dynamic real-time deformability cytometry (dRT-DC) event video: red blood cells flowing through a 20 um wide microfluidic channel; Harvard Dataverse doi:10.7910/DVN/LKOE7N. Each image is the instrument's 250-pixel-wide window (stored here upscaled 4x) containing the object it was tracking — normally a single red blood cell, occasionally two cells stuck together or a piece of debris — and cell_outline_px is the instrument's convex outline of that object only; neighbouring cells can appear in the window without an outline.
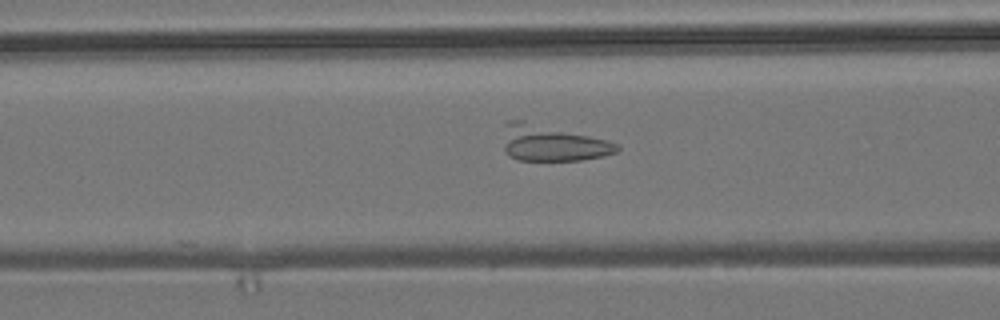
{"species": "common noctule bat (a hibernating species)", "species_latin": "Nyctalus noctula", "temperature_condition": "room temperature", "stored_images_in_passage": 48, "camera_frame_rate_fps": 3000, "um_per_image_px": 0.085, "animal": {"sex": "male", "body_mass_g": 19.2, "forearm_length_mm": 51.8}, "frame": {"image": 1, "passage_image": 15, "time_ms": 4.667, "image_size_px": [1000, 320], "cell_outline_px": [[620, 148], [616, 152], [604, 156], [580, 160], [520, 160], [508, 156], [504, 152], [504, 120], [524, 120], [608, 140], [620, 144]], "centroid_in_image_um": [46.91, 12.16], "position_along_channel_um": 119.7, "area_um2": 24.04}}
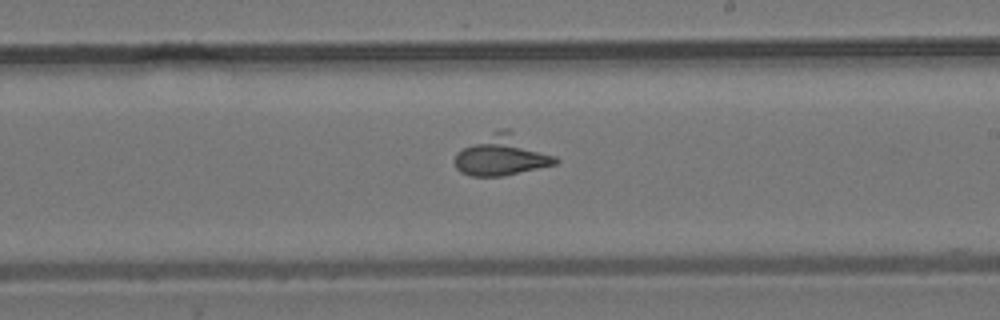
{"frame": {"image": 2, "passage_image": 25, "time_ms": 8.0, "image_size_px": [1000, 320], "cell_outline_px": [[560, 160], [556, 164], [504, 176], [472, 176], [460, 172], [456, 168], [452, 160], [456, 152], [492, 132], [504, 128], [508, 128], [556, 156]], "centroid_in_image_um": [42.67, 13.22], "position_along_channel_um": 246.3, "area_um2": 23.76}}
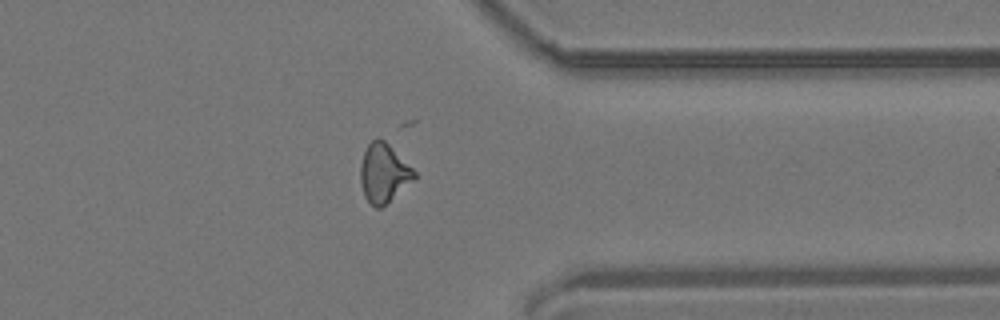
{"frame": {"image": 3, "passage_image": 36, "time_ms": 11.667, "image_size_px": [1000, 320], "cell_outline_px": [[416, 180], [380, 208], [376, 208], [364, 196], [360, 180], [360, 164], [364, 152], [368, 144], [376, 136], [380, 136], [416, 172]], "centroid_in_image_um": [32.62, 14.7], "position_along_channel_um": 378.8, "area_um2": 18.5}}